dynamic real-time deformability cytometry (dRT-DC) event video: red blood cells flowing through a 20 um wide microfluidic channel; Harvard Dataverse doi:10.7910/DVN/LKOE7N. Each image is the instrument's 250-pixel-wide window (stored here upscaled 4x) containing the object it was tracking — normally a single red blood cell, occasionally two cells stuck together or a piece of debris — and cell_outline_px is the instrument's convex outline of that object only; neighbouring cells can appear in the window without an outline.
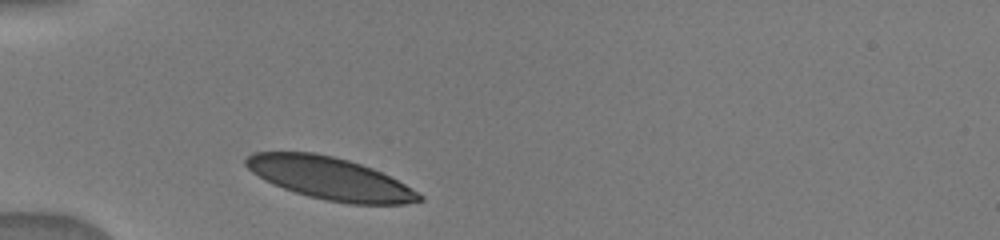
{"species": "human", "species_latin": "Homo sapiens", "temperature_condition": "warm", "stored_images_in_passage": 8, "camera_frame_rate_fps": 3000, "um_per_image_px": 0.085, "donor": {"sex": "male"}, "frame": {"image": 1, "passage_image": 1, "time_ms": 0.0, "image_size_px": [1000, 240], "cell_outline_px": [[424, 200], [404, 204], [348, 204], [324, 200], [308, 196], [284, 188], [264, 180], [252, 172], [244, 164], [244, 160], [252, 152], [316, 152], [348, 160], [372, 168], [404, 184], [424, 196]], "centroid_in_image_um": [28.03, 15.16], "position_along_channel_um": 57.0, "area_um2": 42.54}}
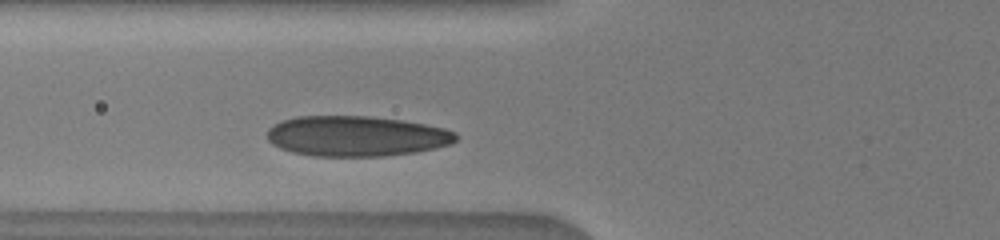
{"frame": {"image": 2, "passage_image": 5, "time_ms": 1.333, "image_size_px": [1000, 240], "cell_outline_px": [[456, 140], [448, 144], [416, 152], [384, 156], [316, 156], [292, 152], [280, 148], [272, 144], [268, 140], [268, 128], [272, 124], [280, 120], [296, 116], [372, 116], [404, 120], [444, 128], [456, 132]], "centroid_in_image_um": [30.24, 11.56], "position_along_channel_um": 95.6, "area_um2": 44.51}}
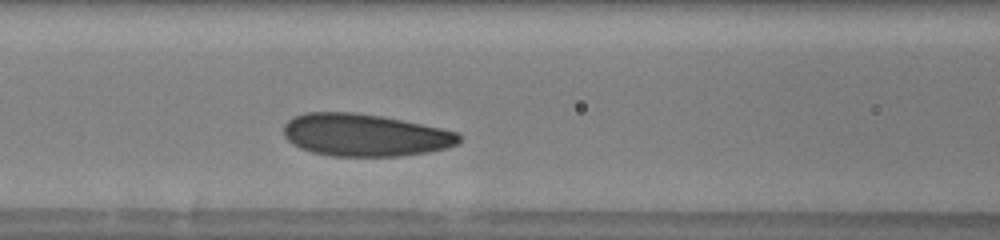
{"frame": {"image": 3, "passage_image": 8, "time_ms": 2.333, "image_size_px": [1000, 240], "cell_outline_px": [[460, 140], [456, 144], [448, 148], [428, 152], [400, 156], [332, 156], [312, 152], [300, 148], [292, 144], [284, 136], [284, 124], [292, 116], [304, 112], [352, 112], [380, 116], [440, 128], [456, 132], [460, 136]], "centroid_in_image_um": [30.96, 11.48], "position_along_channel_um": 135.6, "area_um2": 43.29}}